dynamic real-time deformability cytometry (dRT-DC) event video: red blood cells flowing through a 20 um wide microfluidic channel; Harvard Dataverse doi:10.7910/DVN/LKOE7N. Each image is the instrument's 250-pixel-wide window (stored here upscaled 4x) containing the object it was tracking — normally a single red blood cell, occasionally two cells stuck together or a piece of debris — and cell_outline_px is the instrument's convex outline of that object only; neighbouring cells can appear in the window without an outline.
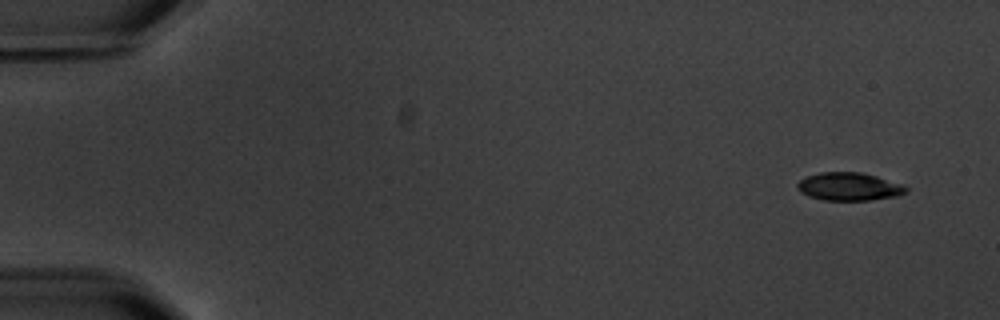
{"species": "common noctule bat (a hibernating species)", "species_latin": "Nyctalus noctula", "temperature_condition": "warm", "stored_images_in_passage": 5, "camera_frame_rate_fps": 3000, "um_per_image_px": 0.085, "animal": {"sex": "male", "body_mass_g": 20.1, "forearm_length_mm": 53.5}, "frame": {"image": 1, "passage_image": 1, "time_ms": 0.0, "image_size_px": [1000, 320], "cell_outline_px": [[908, 192], [896, 196], [872, 200], [824, 200], [808, 196], [800, 192], [796, 188], [796, 184], [804, 176], [820, 172], [860, 172], [876, 176], [904, 184], [908, 188]], "centroid_in_image_um": [72.16, 15.85], "position_along_channel_um": 12.8, "area_um2": 17.98}}